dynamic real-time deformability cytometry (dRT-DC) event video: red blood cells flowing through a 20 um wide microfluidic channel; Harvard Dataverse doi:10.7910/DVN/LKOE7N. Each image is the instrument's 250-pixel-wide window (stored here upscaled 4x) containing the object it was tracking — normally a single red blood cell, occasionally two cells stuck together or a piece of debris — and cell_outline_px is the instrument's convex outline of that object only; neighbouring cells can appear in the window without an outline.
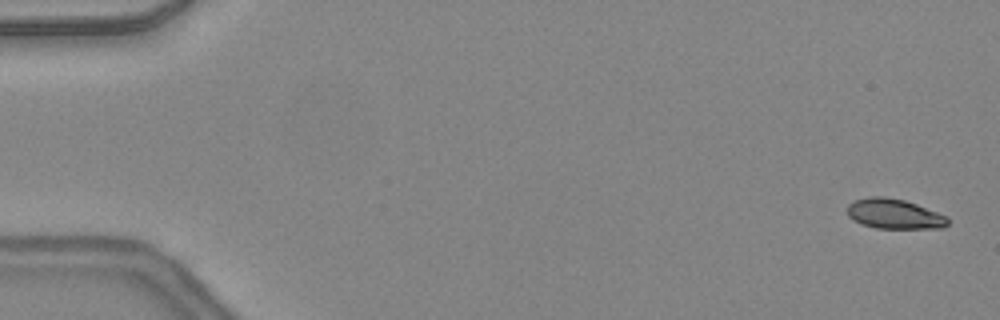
{"species": "common noctule bat (a hibernating species)", "species_latin": "Nyctalus noctula", "temperature_condition": "warm", "stored_images_in_passage": 49, "camera_frame_rate_fps": 3000, "um_per_image_px": 0.085, "animal": {"sex": "female", "body_mass_g": 24.6, "forearm_length_mm": 56.2}, "frame": {"image": 1, "passage_image": 2, "time_ms": 0.333, "image_size_px": [1000, 320], "cell_outline_px": [[948, 224], [944, 228], [876, 228], [852, 220], [848, 216], [848, 204], [852, 200], [868, 196], [884, 196], [904, 200], [916, 204], [948, 216]], "centroid_in_image_um": [76.0, 18.17], "position_along_channel_um": 9.0, "area_um2": 17.63}}
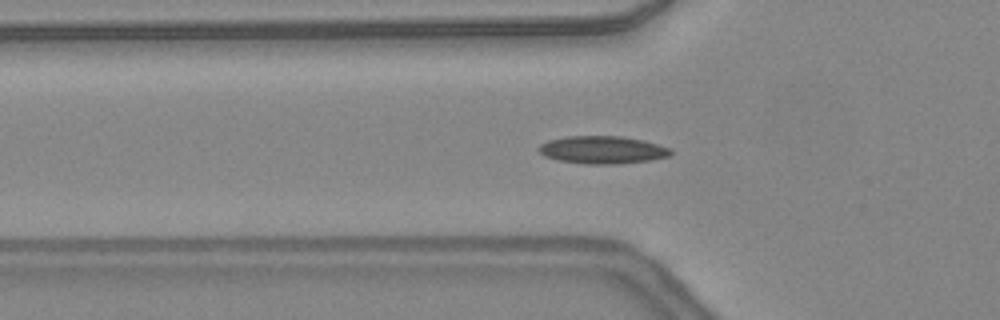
{"frame": {"image": 2, "passage_image": 17, "time_ms": 5.333, "image_size_px": [1000, 320], "cell_outline_px": [[672, 152], [668, 156], [652, 160], [612, 164], [584, 164], [556, 160], [544, 156], [536, 148], [540, 144], [548, 140], [568, 136], [624, 136], [644, 140], [668, 148]], "centroid_in_image_um": [51.15, 12.74], "position_along_channel_um": 74.6, "area_um2": 21.33}}
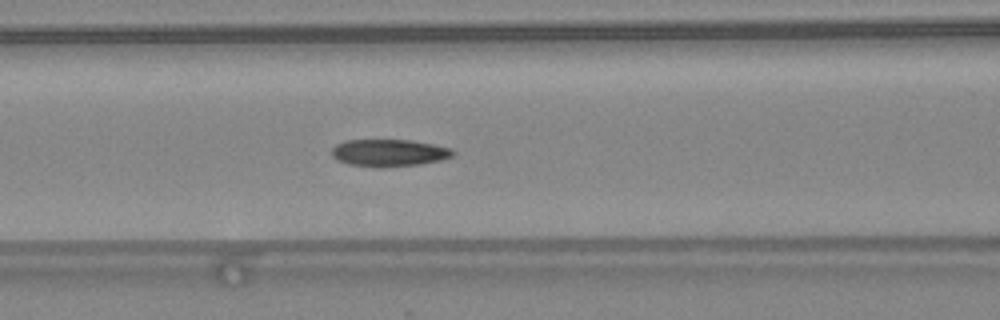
{"frame": {"image": 3, "passage_image": 21, "time_ms": 6.667, "image_size_px": [1000, 320], "cell_outline_px": [[456, 152], [452, 156], [440, 160], [420, 164], [384, 168], [376, 168], [348, 164], [336, 160], [332, 156], [332, 148], [336, 144], [344, 140], [412, 140], [452, 148]], "centroid_in_image_um": [33.05, 13.0], "position_along_channel_um": 133.6, "area_um2": 19.48}, "authors_computed_cell_mechanics": {"area_um2": 18.785, "velocity_mm_per_s": 4.3828, "shape_relaxation_time_tau1_ms": null, "shape_relaxation_time_tau2_ms": 2.9172, "deformation_change_tau1": null, "deformation_change_tau2": 0.0935}}